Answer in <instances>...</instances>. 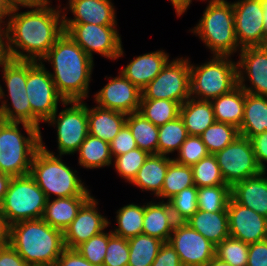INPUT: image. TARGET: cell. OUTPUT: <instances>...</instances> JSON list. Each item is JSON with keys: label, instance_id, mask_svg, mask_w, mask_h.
Listing matches in <instances>:
<instances>
[{"label": "cell", "instance_id": "60d3db41", "mask_svg": "<svg viewBox=\"0 0 267 266\" xmlns=\"http://www.w3.org/2000/svg\"><path fill=\"white\" fill-rule=\"evenodd\" d=\"M194 184L197 188L205 186L227 185L214 154H208L191 166Z\"/></svg>", "mask_w": 267, "mask_h": 266}, {"label": "cell", "instance_id": "4fadbf2b", "mask_svg": "<svg viewBox=\"0 0 267 266\" xmlns=\"http://www.w3.org/2000/svg\"><path fill=\"white\" fill-rule=\"evenodd\" d=\"M141 93V99H165L182 105L190 98L189 57L169 60Z\"/></svg>", "mask_w": 267, "mask_h": 266}, {"label": "cell", "instance_id": "ab89813d", "mask_svg": "<svg viewBox=\"0 0 267 266\" xmlns=\"http://www.w3.org/2000/svg\"><path fill=\"white\" fill-rule=\"evenodd\" d=\"M231 198L229 185L199 187L197 193L198 210L207 212L227 211Z\"/></svg>", "mask_w": 267, "mask_h": 266}, {"label": "cell", "instance_id": "603a6c76", "mask_svg": "<svg viewBox=\"0 0 267 266\" xmlns=\"http://www.w3.org/2000/svg\"><path fill=\"white\" fill-rule=\"evenodd\" d=\"M267 171L246 178L231 188V197L240 205L267 218Z\"/></svg>", "mask_w": 267, "mask_h": 266}, {"label": "cell", "instance_id": "8fae6325", "mask_svg": "<svg viewBox=\"0 0 267 266\" xmlns=\"http://www.w3.org/2000/svg\"><path fill=\"white\" fill-rule=\"evenodd\" d=\"M62 106L64 109L59 113L57 110L45 123L56 127L58 155H74L89 134L87 103L84 100H70Z\"/></svg>", "mask_w": 267, "mask_h": 266}, {"label": "cell", "instance_id": "7c38bea8", "mask_svg": "<svg viewBox=\"0 0 267 266\" xmlns=\"http://www.w3.org/2000/svg\"><path fill=\"white\" fill-rule=\"evenodd\" d=\"M66 32L93 59L96 52L107 59L124 56L121 36L117 25L63 23Z\"/></svg>", "mask_w": 267, "mask_h": 266}, {"label": "cell", "instance_id": "484cf974", "mask_svg": "<svg viewBox=\"0 0 267 266\" xmlns=\"http://www.w3.org/2000/svg\"><path fill=\"white\" fill-rule=\"evenodd\" d=\"M172 160L173 158L165 155H149L129 184L139 187L142 192L151 191L158 197L161 194L166 172Z\"/></svg>", "mask_w": 267, "mask_h": 266}, {"label": "cell", "instance_id": "ac0fdd59", "mask_svg": "<svg viewBox=\"0 0 267 266\" xmlns=\"http://www.w3.org/2000/svg\"><path fill=\"white\" fill-rule=\"evenodd\" d=\"M141 95V90L119 71L116 77L94 94V100L98 107L128 115L139 111Z\"/></svg>", "mask_w": 267, "mask_h": 266}, {"label": "cell", "instance_id": "9f6ffc18", "mask_svg": "<svg viewBox=\"0 0 267 266\" xmlns=\"http://www.w3.org/2000/svg\"><path fill=\"white\" fill-rule=\"evenodd\" d=\"M10 225L0 208V247L9 244Z\"/></svg>", "mask_w": 267, "mask_h": 266}, {"label": "cell", "instance_id": "d6a6232c", "mask_svg": "<svg viewBox=\"0 0 267 266\" xmlns=\"http://www.w3.org/2000/svg\"><path fill=\"white\" fill-rule=\"evenodd\" d=\"M126 125L131 130L138 148L150 155L157 154L158 126H155L139 112L128 114Z\"/></svg>", "mask_w": 267, "mask_h": 266}, {"label": "cell", "instance_id": "ba28073f", "mask_svg": "<svg viewBox=\"0 0 267 266\" xmlns=\"http://www.w3.org/2000/svg\"><path fill=\"white\" fill-rule=\"evenodd\" d=\"M2 79L7 88L6 94L0 85V115L5 122L27 123L32 125V110L26 94L28 61L9 59L1 65Z\"/></svg>", "mask_w": 267, "mask_h": 266}, {"label": "cell", "instance_id": "7402d4cb", "mask_svg": "<svg viewBox=\"0 0 267 266\" xmlns=\"http://www.w3.org/2000/svg\"><path fill=\"white\" fill-rule=\"evenodd\" d=\"M169 54L156 50L130 60L120 72L141 91L161 72L169 61Z\"/></svg>", "mask_w": 267, "mask_h": 266}, {"label": "cell", "instance_id": "e0dca14e", "mask_svg": "<svg viewBox=\"0 0 267 266\" xmlns=\"http://www.w3.org/2000/svg\"><path fill=\"white\" fill-rule=\"evenodd\" d=\"M98 200L91 196L79 209L76 217L63 232L66 248L75 249L109 225L107 217L100 214Z\"/></svg>", "mask_w": 267, "mask_h": 266}, {"label": "cell", "instance_id": "4316f807", "mask_svg": "<svg viewBox=\"0 0 267 266\" xmlns=\"http://www.w3.org/2000/svg\"><path fill=\"white\" fill-rule=\"evenodd\" d=\"M91 196H72L47 199L42 219L51 227L62 232L70 225L76 217L81 206Z\"/></svg>", "mask_w": 267, "mask_h": 266}, {"label": "cell", "instance_id": "816d5d0a", "mask_svg": "<svg viewBox=\"0 0 267 266\" xmlns=\"http://www.w3.org/2000/svg\"><path fill=\"white\" fill-rule=\"evenodd\" d=\"M151 266H182L175 249L167 242L164 243Z\"/></svg>", "mask_w": 267, "mask_h": 266}, {"label": "cell", "instance_id": "11a10c76", "mask_svg": "<svg viewBox=\"0 0 267 266\" xmlns=\"http://www.w3.org/2000/svg\"><path fill=\"white\" fill-rule=\"evenodd\" d=\"M9 59L10 56L7 47V28L5 23L0 22V66Z\"/></svg>", "mask_w": 267, "mask_h": 266}, {"label": "cell", "instance_id": "bcb514c9", "mask_svg": "<svg viewBox=\"0 0 267 266\" xmlns=\"http://www.w3.org/2000/svg\"><path fill=\"white\" fill-rule=\"evenodd\" d=\"M176 158L173 160L179 164L193 166L209 153L200 136L189 135L182 143Z\"/></svg>", "mask_w": 267, "mask_h": 266}, {"label": "cell", "instance_id": "2e32d148", "mask_svg": "<svg viewBox=\"0 0 267 266\" xmlns=\"http://www.w3.org/2000/svg\"><path fill=\"white\" fill-rule=\"evenodd\" d=\"M232 6L239 47L258 46L265 33L263 0H237Z\"/></svg>", "mask_w": 267, "mask_h": 266}, {"label": "cell", "instance_id": "8992f818", "mask_svg": "<svg viewBox=\"0 0 267 266\" xmlns=\"http://www.w3.org/2000/svg\"><path fill=\"white\" fill-rule=\"evenodd\" d=\"M212 55L232 56L241 48L235 33L234 9L227 0H208L198 24L190 30Z\"/></svg>", "mask_w": 267, "mask_h": 266}, {"label": "cell", "instance_id": "91938a15", "mask_svg": "<svg viewBox=\"0 0 267 266\" xmlns=\"http://www.w3.org/2000/svg\"><path fill=\"white\" fill-rule=\"evenodd\" d=\"M14 7L7 0H0V22L5 23ZM6 19V20H5Z\"/></svg>", "mask_w": 267, "mask_h": 266}, {"label": "cell", "instance_id": "5bb4252c", "mask_svg": "<svg viewBox=\"0 0 267 266\" xmlns=\"http://www.w3.org/2000/svg\"><path fill=\"white\" fill-rule=\"evenodd\" d=\"M225 183L231 188L246 178L262 172L259 167L249 138L237 136L223 150L215 154Z\"/></svg>", "mask_w": 267, "mask_h": 266}, {"label": "cell", "instance_id": "f907efd6", "mask_svg": "<svg viewBox=\"0 0 267 266\" xmlns=\"http://www.w3.org/2000/svg\"><path fill=\"white\" fill-rule=\"evenodd\" d=\"M247 266H267V239L249 244Z\"/></svg>", "mask_w": 267, "mask_h": 266}, {"label": "cell", "instance_id": "f546056e", "mask_svg": "<svg viewBox=\"0 0 267 266\" xmlns=\"http://www.w3.org/2000/svg\"><path fill=\"white\" fill-rule=\"evenodd\" d=\"M246 91L239 85L226 94L211 100L215 120L240 128L244 115Z\"/></svg>", "mask_w": 267, "mask_h": 266}, {"label": "cell", "instance_id": "e575fe53", "mask_svg": "<svg viewBox=\"0 0 267 266\" xmlns=\"http://www.w3.org/2000/svg\"><path fill=\"white\" fill-rule=\"evenodd\" d=\"M144 205L134 203L124 205L116 212L117 226L112 233L129 239L142 234Z\"/></svg>", "mask_w": 267, "mask_h": 266}, {"label": "cell", "instance_id": "3957f363", "mask_svg": "<svg viewBox=\"0 0 267 266\" xmlns=\"http://www.w3.org/2000/svg\"><path fill=\"white\" fill-rule=\"evenodd\" d=\"M9 244L29 266H55L64 251V236L42 218L10 225Z\"/></svg>", "mask_w": 267, "mask_h": 266}, {"label": "cell", "instance_id": "680465c9", "mask_svg": "<svg viewBox=\"0 0 267 266\" xmlns=\"http://www.w3.org/2000/svg\"><path fill=\"white\" fill-rule=\"evenodd\" d=\"M12 176L0 172V205L4 200L5 194L8 191V187Z\"/></svg>", "mask_w": 267, "mask_h": 266}, {"label": "cell", "instance_id": "f35d334b", "mask_svg": "<svg viewBox=\"0 0 267 266\" xmlns=\"http://www.w3.org/2000/svg\"><path fill=\"white\" fill-rule=\"evenodd\" d=\"M199 136L208 153L215 154L232 143L239 136V130L231 124L215 121Z\"/></svg>", "mask_w": 267, "mask_h": 266}, {"label": "cell", "instance_id": "ee69618b", "mask_svg": "<svg viewBox=\"0 0 267 266\" xmlns=\"http://www.w3.org/2000/svg\"><path fill=\"white\" fill-rule=\"evenodd\" d=\"M150 154L146 151L136 148L125 154L113 158L112 164L120 177L124 178L125 182H131L136 176L137 172L144 164L145 160Z\"/></svg>", "mask_w": 267, "mask_h": 266}, {"label": "cell", "instance_id": "83f0119b", "mask_svg": "<svg viewBox=\"0 0 267 266\" xmlns=\"http://www.w3.org/2000/svg\"><path fill=\"white\" fill-rule=\"evenodd\" d=\"M186 223L215 246L230 236L227 211L198 210Z\"/></svg>", "mask_w": 267, "mask_h": 266}, {"label": "cell", "instance_id": "277c9868", "mask_svg": "<svg viewBox=\"0 0 267 266\" xmlns=\"http://www.w3.org/2000/svg\"><path fill=\"white\" fill-rule=\"evenodd\" d=\"M41 135V147L31 163L30 175L43 190L47 199L72 196H92L88 187L73 170L63 162L61 155H56L45 146Z\"/></svg>", "mask_w": 267, "mask_h": 266}, {"label": "cell", "instance_id": "cb8c5ba5", "mask_svg": "<svg viewBox=\"0 0 267 266\" xmlns=\"http://www.w3.org/2000/svg\"><path fill=\"white\" fill-rule=\"evenodd\" d=\"M176 220L168 201L144 203V219L142 234L149 235L167 243Z\"/></svg>", "mask_w": 267, "mask_h": 266}, {"label": "cell", "instance_id": "74e56055", "mask_svg": "<svg viewBox=\"0 0 267 266\" xmlns=\"http://www.w3.org/2000/svg\"><path fill=\"white\" fill-rule=\"evenodd\" d=\"M188 136L189 134L180 116L165 125L159 126L157 154L168 156L170 153L178 152Z\"/></svg>", "mask_w": 267, "mask_h": 266}, {"label": "cell", "instance_id": "f6af8a7d", "mask_svg": "<svg viewBox=\"0 0 267 266\" xmlns=\"http://www.w3.org/2000/svg\"><path fill=\"white\" fill-rule=\"evenodd\" d=\"M107 246L108 232H105L104 230L101 233L91 237L86 242H83L75 249L92 265L103 266Z\"/></svg>", "mask_w": 267, "mask_h": 266}, {"label": "cell", "instance_id": "b9f144b4", "mask_svg": "<svg viewBox=\"0 0 267 266\" xmlns=\"http://www.w3.org/2000/svg\"><path fill=\"white\" fill-rule=\"evenodd\" d=\"M198 188L190 186L168 200L176 222L188 221L197 211Z\"/></svg>", "mask_w": 267, "mask_h": 266}, {"label": "cell", "instance_id": "d6986e66", "mask_svg": "<svg viewBox=\"0 0 267 266\" xmlns=\"http://www.w3.org/2000/svg\"><path fill=\"white\" fill-rule=\"evenodd\" d=\"M230 237L251 244L267 239V218L232 197L227 206Z\"/></svg>", "mask_w": 267, "mask_h": 266}, {"label": "cell", "instance_id": "1f68e13d", "mask_svg": "<svg viewBox=\"0 0 267 266\" xmlns=\"http://www.w3.org/2000/svg\"><path fill=\"white\" fill-rule=\"evenodd\" d=\"M78 164L86 169H96L113 164L110 143L88 134L78 151Z\"/></svg>", "mask_w": 267, "mask_h": 266}, {"label": "cell", "instance_id": "6f0895ef", "mask_svg": "<svg viewBox=\"0 0 267 266\" xmlns=\"http://www.w3.org/2000/svg\"><path fill=\"white\" fill-rule=\"evenodd\" d=\"M207 1V0H202ZM173 5V8L177 14V17L182 16L189 8L192 3V0H170Z\"/></svg>", "mask_w": 267, "mask_h": 266}, {"label": "cell", "instance_id": "db71d44e", "mask_svg": "<svg viewBox=\"0 0 267 266\" xmlns=\"http://www.w3.org/2000/svg\"><path fill=\"white\" fill-rule=\"evenodd\" d=\"M0 266H29L10 245L0 247Z\"/></svg>", "mask_w": 267, "mask_h": 266}, {"label": "cell", "instance_id": "be15d7a7", "mask_svg": "<svg viewBox=\"0 0 267 266\" xmlns=\"http://www.w3.org/2000/svg\"><path fill=\"white\" fill-rule=\"evenodd\" d=\"M257 47L260 48L265 54H267V32L264 33L262 41Z\"/></svg>", "mask_w": 267, "mask_h": 266}, {"label": "cell", "instance_id": "6125c7cd", "mask_svg": "<svg viewBox=\"0 0 267 266\" xmlns=\"http://www.w3.org/2000/svg\"><path fill=\"white\" fill-rule=\"evenodd\" d=\"M206 266H232V265L214 256Z\"/></svg>", "mask_w": 267, "mask_h": 266}, {"label": "cell", "instance_id": "7a4b0ae2", "mask_svg": "<svg viewBox=\"0 0 267 266\" xmlns=\"http://www.w3.org/2000/svg\"><path fill=\"white\" fill-rule=\"evenodd\" d=\"M47 61L53 67V73L49 71V74L65 101L88 98L94 59H91L66 32L40 60L41 63Z\"/></svg>", "mask_w": 267, "mask_h": 266}, {"label": "cell", "instance_id": "c3c4849f", "mask_svg": "<svg viewBox=\"0 0 267 266\" xmlns=\"http://www.w3.org/2000/svg\"><path fill=\"white\" fill-rule=\"evenodd\" d=\"M138 148L137 143L132 136L131 130L125 124L115 138L110 142V151L112 158H116L131 150Z\"/></svg>", "mask_w": 267, "mask_h": 266}, {"label": "cell", "instance_id": "9c48e42d", "mask_svg": "<svg viewBox=\"0 0 267 266\" xmlns=\"http://www.w3.org/2000/svg\"><path fill=\"white\" fill-rule=\"evenodd\" d=\"M47 198L30 175L12 177L8 191L0 205L9 225L42 218Z\"/></svg>", "mask_w": 267, "mask_h": 266}, {"label": "cell", "instance_id": "6da1fadb", "mask_svg": "<svg viewBox=\"0 0 267 266\" xmlns=\"http://www.w3.org/2000/svg\"><path fill=\"white\" fill-rule=\"evenodd\" d=\"M50 3L37 0L25 12L18 11L23 7H14L5 22L10 59L40 62L64 33L61 5L54 8Z\"/></svg>", "mask_w": 267, "mask_h": 266}, {"label": "cell", "instance_id": "5b68a950", "mask_svg": "<svg viewBox=\"0 0 267 266\" xmlns=\"http://www.w3.org/2000/svg\"><path fill=\"white\" fill-rule=\"evenodd\" d=\"M22 124L27 136L21 132ZM41 130L27 123L0 122V172L12 177L30 174L31 163L41 147Z\"/></svg>", "mask_w": 267, "mask_h": 266}, {"label": "cell", "instance_id": "681fc988", "mask_svg": "<svg viewBox=\"0 0 267 266\" xmlns=\"http://www.w3.org/2000/svg\"><path fill=\"white\" fill-rule=\"evenodd\" d=\"M256 161L262 171H267V131L250 138Z\"/></svg>", "mask_w": 267, "mask_h": 266}, {"label": "cell", "instance_id": "9a60e30c", "mask_svg": "<svg viewBox=\"0 0 267 266\" xmlns=\"http://www.w3.org/2000/svg\"><path fill=\"white\" fill-rule=\"evenodd\" d=\"M168 243L177 252L182 266H206L216 246L186 222H177Z\"/></svg>", "mask_w": 267, "mask_h": 266}, {"label": "cell", "instance_id": "d4e9b609", "mask_svg": "<svg viewBox=\"0 0 267 266\" xmlns=\"http://www.w3.org/2000/svg\"><path fill=\"white\" fill-rule=\"evenodd\" d=\"M89 134L110 143L126 124L127 115L97 105L87 106Z\"/></svg>", "mask_w": 267, "mask_h": 266}, {"label": "cell", "instance_id": "44dd1931", "mask_svg": "<svg viewBox=\"0 0 267 266\" xmlns=\"http://www.w3.org/2000/svg\"><path fill=\"white\" fill-rule=\"evenodd\" d=\"M66 11L74 17L68 18ZM115 11L111 0H68L67 7L62 9L63 23L117 25Z\"/></svg>", "mask_w": 267, "mask_h": 266}, {"label": "cell", "instance_id": "7dc6e473", "mask_svg": "<svg viewBox=\"0 0 267 266\" xmlns=\"http://www.w3.org/2000/svg\"><path fill=\"white\" fill-rule=\"evenodd\" d=\"M103 266H127L129 262L128 239L108 232V246Z\"/></svg>", "mask_w": 267, "mask_h": 266}, {"label": "cell", "instance_id": "4dcf8cb0", "mask_svg": "<svg viewBox=\"0 0 267 266\" xmlns=\"http://www.w3.org/2000/svg\"><path fill=\"white\" fill-rule=\"evenodd\" d=\"M238 130L239 135L249 139L267 131V96L246 92L244 115Z\"/></svg>", "mask_w": 267, "mask_h": 266}, {"label": "cell", "instance_id": "7bdbcfd3", "mask_svg": "<svg viewBox=\"0 0 267 266\" xmlns=\"http://www.w3.org/2000/svg\"><path fill=\"white\" fill-rule=\"evenodd\" d=\"M249 244L228 237L216 246L215 256L232 266H247Z\"/></svg>", "mask_w": 267, "mask_h": 266}, {"label": "cell", "instance_id": "e7e4bbea", "mask_svg": "<svg viewBox=\"0 0 267 266\" xmlns=\"http://www.w3.org/2000/svg\"><path fill=\"white\" fill-rule=\"evenodd\" d=\"M263 6H264V11H265L264 27H265V32H267V0H263Z\"/></svg>", "mask_w": 267, "mask_h": 266}, {"label": "cell", "instance_id": "f5cc1de1", "mask_svg": "<svg viewBox=\"0 0 267 266\" xmlns=\"http://www.w3.org/2000/svg\"><path fill=\"white\" fill-rule=\"evenodd\" d=\"M55 266H94L87 261L76 249L65 248L56 261Z\"/></svg>", "mask_w": 267, "mask_h": 266}, {"label": "cell", "instance_id": "836d02e7", "mask_svg": "<svg viewBox=\"0 0 267 266\" xmlns=\"http://www.w3.org/2000/svg\"><path fill=\"white\" fill-rule=\"evenodd\" d=\"M129 262L127 266H151L163 241L149 235L140 234L128 239Z\"/></svg>", "mask_w": 267, "mask_h": 266}, {"label": "cell", "instance_id": "ffe728a7", "mask_svg": "<svg viewBox=\"0 0 267 266\" xmlns=\"http://www.w3.org/2000/svg\"><path fill=\"white\" fill-rule=\"evenodd\" d=\"M237 61L238 85L247 93L267 96V54L260 48L245 47ZM249 81L251 85H246Z\"/></svg>", "mask_w": 267, "mask_h": 266}, {"label": "cell", "instance_id": "52a82bcc", "mask_svg": "<svg viewBox=\"0 0 267 266\" xmlns=\"http://www.w3.org/2000/svg\"><path fill=\"white\" fill-rule=\"evenodd\" d=\"M238 85L237 62L213 55L201 65L190 62V98L211 101Z\"/></svg>", "mask_w": 267, "mask_h": 266}, {"label": "cell", "instance_id": "d590c367", "mask_svg": "<svg viewBox=\"0 0 267 266\" xmlns=\"http://www.w3.org/2000/svg\"><path fill=\"white\" fill-rule=\"evenodd\" d=\"M180 104L165 99H141L139 113L155 126L165 125L179 116Z\"/></svg>", "mask_w": 267, "mask_h": 266}, {"label": "cell", "instance_id": "30bf717a", "mask_svg": "<svg viewBox=\"0 0 267 266\" xmlns=\"http://www.w3.org/2000/svg\"><path fill=\"white\" fill-rule=\"evenodd\" d=\"M26 94L32 110V126L40 130V122H46L58 110V103L64 98L45 67V63L28 61Z\"/></svg>", "mask_w": 267, "mask_h": 266}, {"label": "cell", "instance_id": "94428289", "mask_svg": "<svg viewBox=\"0 0 267 266\" xmlns=\"http://www.w3.org/2000/svg\"><path fill=\"white\" fill-rule=\"evenodd\" d=\"M13 7H27L37 0H7Z\"/></svg>", "mask_w": 267, "mask_h": 266}, {"label": "cell", "instance_id": "f1b7e54d", "mask_svg": "<svg viewBox=\"0 0 267 266\" xmlns=\"http://www.w3.org/2000/svg\"><path fill=\"white\" fill-rule=\"evenodd\" d=\"M179 116L189 135H201L215 120L211 101L187 99L181 106Z\"/></svg>", "mask_w": 267, "mask_h": 266}, {"label": "cell", "instance_id": "8d00e7d4", "mask_svg": "<svg viewBox=\"0 0 267 266\" xmlns=\"http://www.w3.org/2000/svg\"><path fill=\"white\" fill-rule=\"evenodd\" d=\"M191 166L182 165L174 160L169 163L161 194L157 198L167 201L184 188L194 186Z\"/></svg>", "mask_w": 267, "mask_h": 266}]
</instances>
